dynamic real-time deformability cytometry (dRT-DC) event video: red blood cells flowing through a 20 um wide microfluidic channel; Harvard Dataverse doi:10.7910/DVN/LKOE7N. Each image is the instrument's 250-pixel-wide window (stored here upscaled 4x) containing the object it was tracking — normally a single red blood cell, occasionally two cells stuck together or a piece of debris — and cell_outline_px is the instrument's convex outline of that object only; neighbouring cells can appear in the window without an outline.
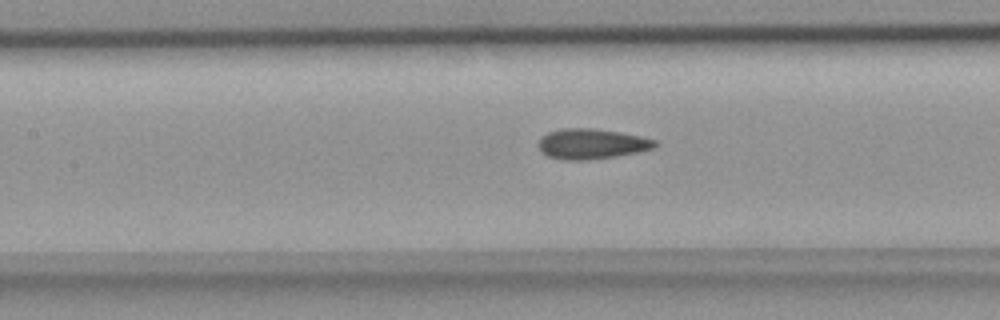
{"species": "common noctule bat (a hibernating species)", "species_latin": "Nyctalus noctula", "temperature_condition": "room temperature", "stored_images_in_passage": 29, "camera_frame_rate_fps": 3000, "um_per_image_px": 0.085, "animal": {"sex": "female", "body_mass_g": 18.4}, "frame": {"image": 1, "passage_image": 18, "time_ms": 5.667, "image_size_px": [1000, 320], "cell_outline_px": [[660, 144], [656, 148], [640, 152], [616, 156], [588, 160], [564, 160], [548, 156], [540, 148], [540, 136], [548, 132], [560, 128], [592, 128], [620, 132], [640, 136], [656, 140]], "centroid_in_image_um": [50.35, 12.22], "position_along_channel_um": 157.1, "area_um2": 20.69}}
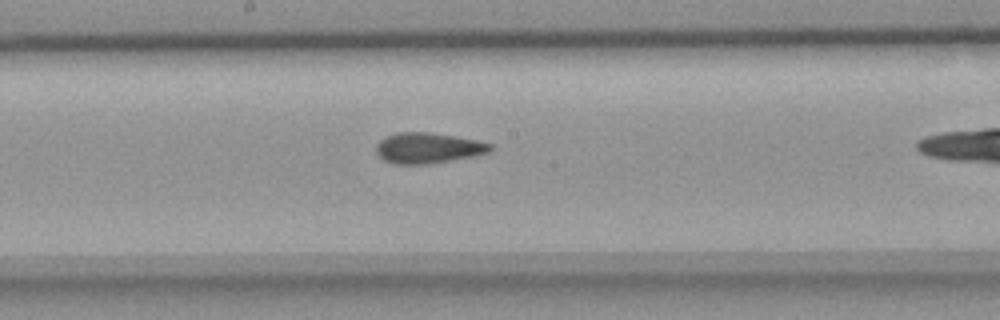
{"frame": {"image": 2, "passage_image": 22, "time_ms": 7.0, "image_size_px": [1000, 320], "cell_outline_px": [[492, 148], [488, 152], [472, 156], [428, 164], [392, 164], [384, 160], [376, 152], [376, 144], [384, 136], [396, 132], [432, 132], [456, 136], [476, 140], [492, 144]], "centroid_in_image_um": [36.33, 12.57], "position_along_channel_um": 211.9, "area_um2": 20.4}}
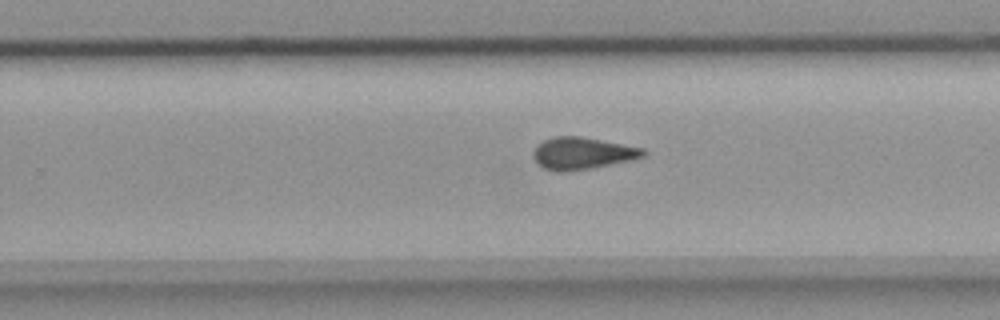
{"frame": {"image": 3, "passage_image": 27, "time_ms": 8.667, "image_size_px": [1000, 320], "cell_outline_px": [[648, 152], [644, 156], [632, 160], [592, 168], [560, 172], [544, 168], [532, 156], [532, 152], [536, 144], [544, 140], [556, 136], [580, 136], [644, 148]], "centroid_in_image_um": [49.5, 13.02], "position_along_channel_um": 280.3, "area_um2": 20.52}}